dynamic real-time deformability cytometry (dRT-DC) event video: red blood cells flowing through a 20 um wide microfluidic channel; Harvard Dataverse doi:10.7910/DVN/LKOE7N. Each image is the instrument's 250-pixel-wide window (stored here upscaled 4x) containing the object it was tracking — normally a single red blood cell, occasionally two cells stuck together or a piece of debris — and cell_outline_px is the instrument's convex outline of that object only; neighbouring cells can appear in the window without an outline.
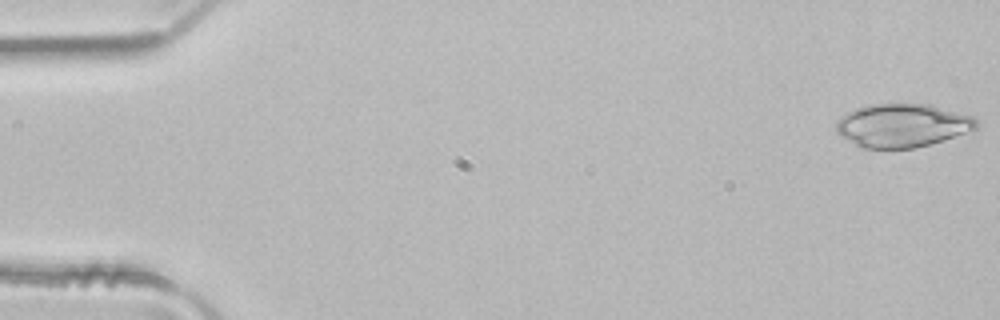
{"species": "common noctule bat (a hibernating species)", "species_latin": "Nyctalus noctula", "temperature_condition": "room temperature", "stored_images_in_passage": 4, "camera_frame_rate_fps": 3000, "um_per_image_px": 0.085, "animal": {"sex": "male", "body_mass_g": 21.5, "forearm_length_mm": 52.0}, "frame": {"image": 1, "passage_image": 1, "time_ms": 0.0, "image_size_px": [1000, 320], "cell_outline_px": [[980, 124], [972, 132], [916, 148], [860, 148], [840, 136], [836, 132], [836, 120], [848, 112], [860, 108], [876, 104], [928, 104], [972, 116]], "centroid_in_image_um": [76.72, 10.68], "position_along_channel_um": 8.3, "area_um2": 35.49}}